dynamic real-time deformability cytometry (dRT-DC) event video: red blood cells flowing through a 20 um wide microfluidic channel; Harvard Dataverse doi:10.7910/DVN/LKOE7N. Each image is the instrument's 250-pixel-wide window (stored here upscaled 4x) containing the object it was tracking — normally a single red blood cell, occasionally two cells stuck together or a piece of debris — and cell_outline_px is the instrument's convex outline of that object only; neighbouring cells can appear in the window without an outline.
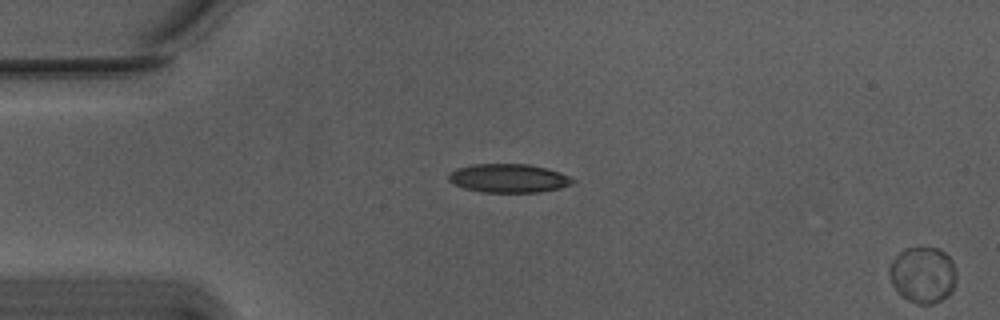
{"species": "Egyptian fruit bat (a non-hibernating species)", "species_latin": "Rousettus aegyptiacus", "temperature_condition": "warm", "stored_images_in_passage": 14, "segment_of_instrument_passage": [2, 2], "camera_frame_rate_fps": 3000, "um_per_image_px": 0.085, "animal": {"sex": "male"}, "frame": {"image": 1, "passage_image": 14, "time_ms": 4.333, "image_size_px": [1000, 320], "cell_outline_px": [[956, 280], [952, 292], [948, 296], [932, 304], [920, 304], [908, 300], [900, 296], [892, 284], [888, 272], [888, 264], [904, 248], [936, 248], [944, 252], [952, 260], [956, 272]], "centroid_in_image_um": [78.43, 23.37], "position_along_channel_um": 6.6, "area_um2": 22.14}}